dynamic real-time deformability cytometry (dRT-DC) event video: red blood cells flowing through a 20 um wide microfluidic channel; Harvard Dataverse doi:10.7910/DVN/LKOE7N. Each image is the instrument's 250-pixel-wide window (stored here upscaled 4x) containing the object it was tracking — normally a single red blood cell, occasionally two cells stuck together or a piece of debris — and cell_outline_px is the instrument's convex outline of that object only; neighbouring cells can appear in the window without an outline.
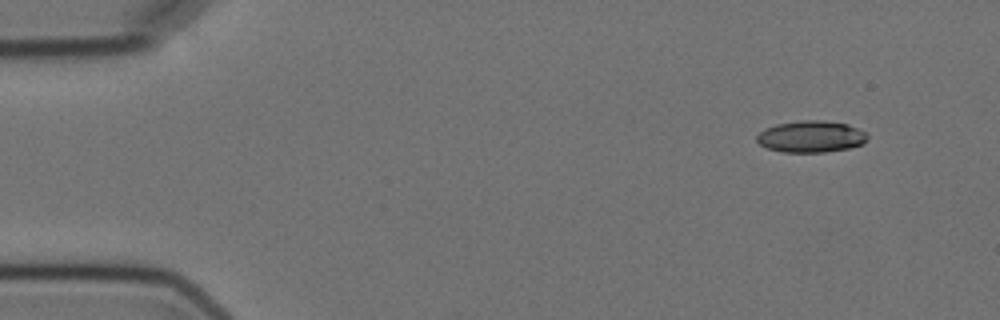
{"species": "Egyptian fruit bat (a non-hibernating species)", "species_latin": "Rousettus aegyptiacus", "temperature_condition": "cold", "stored_images_in_passage": 4, "camera_frame_rate_fps": 3000, "um_per_image_px": 0.085, "animal": {"sex": "female"}, "frame": {"image": 1, "passage_image": 1, "time_ms": 0.0, "image_size_px": [1000, 320], "cell_outline_px": [[868, 136], [864, 144], [848, 148], [824, 152], [780, 152], [768, 148], [760, 144], [756, 140], [756, 136], [764, 128], [776, 124], [800, 120], [824, 120], [848, 124], [864, 132]], "centroid_in_image_um": [68.91, 11.6], "position_along_channel_um": 16.1, "area_um2": 20.46}}
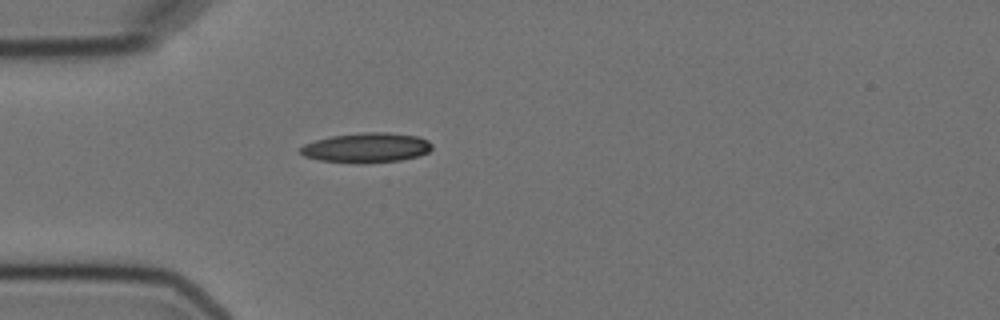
{"frame": {"image": 2, "passage_image": 4, "time_ms": 3.667, "image_size_px": [1000, 320], "cell_outline_px": [[432, 148], [428, 152], [416, 156], [400, 160], [360, 164], [356, 164], [320, 160], [304, 156], [300, 152], [300, 148], [304, 144], [316, 140], [332, 136], [364, 132], [388, 132], [420, 136], [428, 140], [432, 144]], "centroid_in_image_um": [31.16, 12.55], "position_along_channel_um": 53.8, "area_um2": 22.95}}